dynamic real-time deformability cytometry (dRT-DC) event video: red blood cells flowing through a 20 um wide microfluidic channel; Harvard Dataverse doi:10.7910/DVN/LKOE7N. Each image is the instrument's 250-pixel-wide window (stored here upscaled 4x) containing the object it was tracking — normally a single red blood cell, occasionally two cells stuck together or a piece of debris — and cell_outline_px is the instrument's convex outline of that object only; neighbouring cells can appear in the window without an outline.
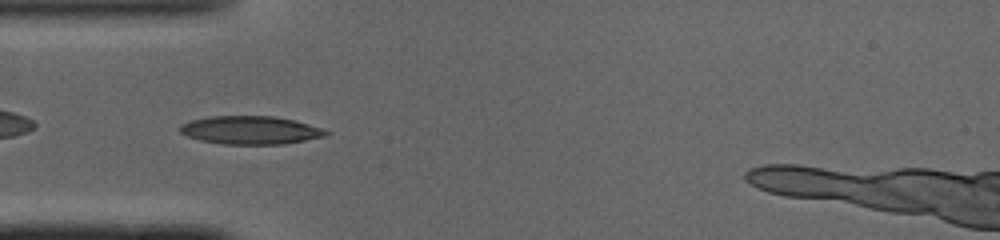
{"species": "common noctule bat (a hibernating species)", "species_latin": "Nyctalus noctula", "temperature_condition": "cold", "stored_images_in_passage": 30, "camera_frame_rate_fps": 3000, "um_per_image_px": 0.085, "animal": {"sex": "male", "body_mass_g": 19.0, "forearm_length_mm": 50.8}, "frame": {"image": 1, "passage_image": 3, "time_ms": 0.667, "image_size_px": [1000, 240], "cell_outline_px": [[332, 132], [328, 136], [284, 144], [220, 144], [200, 140], [188, 136], [180, 132], [180, 124], [192, 120], [208, 116], [272, 116], [296, 120]], "centroid_in_image_um": [21.31, 11.06], "position_along_channel_um": 63.7, "area_um2": 24.1}}
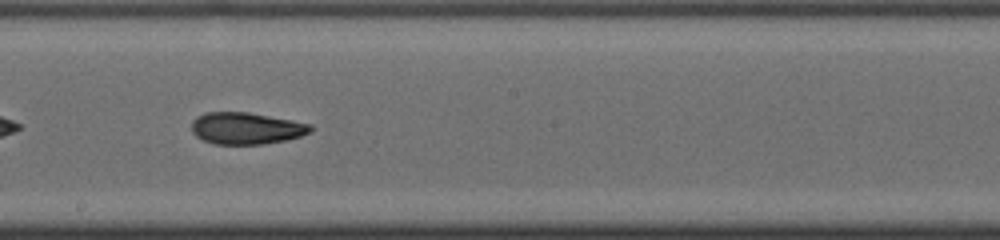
{"frame": {"image": 2, "passage_image": 15, "time_ms": 4.667, "image_size_px": [1000, 240], "cell_outline_px": [[312, 132], [288, 140], [264, 144], [216, 144], [204, 140], [196, 136], [192, 132], [192, 120], [196, 116], [204, 112], [248, 112], [292, 120], [312, 124]], "centroid_in_image_um": [20.94, 10.9], "position_along_channel_um": 227.3, "area_um2": 22.2}}
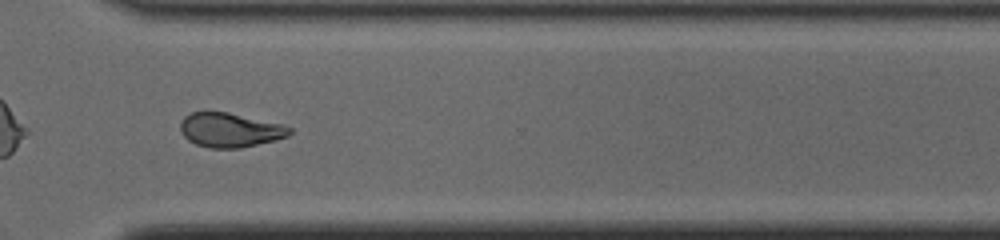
{"frame": {"image": 3, "passage_image": 24, "time_ms": 7.667, "image_size_px": [1000, 240], "cell_outline_px": [[292, 132], [288, 136], [276, 140], [240, 148], [208, 148], [196, 144], [188, 140], [180, 132], [180, 124], [184, 116], [192, 112], [228, 112], [284, 124], [292, 128]], "centroid_in_image_um": [19.56, 11.05], "position_along_channel_um": 351.0, "area_um2": 22.02}, "authors_computed_cell_mechanics": {"area_um2": 22.5131, "velocity_mm_per_s": 4.1006, "shape_relaxation_time_tau1_ms": 4.9386, "shape_relaxation_time_tau2_ms": 1.0082, "deformation_change_tau1": 0.1598, "deformation_change_tau2": 0.0628}}